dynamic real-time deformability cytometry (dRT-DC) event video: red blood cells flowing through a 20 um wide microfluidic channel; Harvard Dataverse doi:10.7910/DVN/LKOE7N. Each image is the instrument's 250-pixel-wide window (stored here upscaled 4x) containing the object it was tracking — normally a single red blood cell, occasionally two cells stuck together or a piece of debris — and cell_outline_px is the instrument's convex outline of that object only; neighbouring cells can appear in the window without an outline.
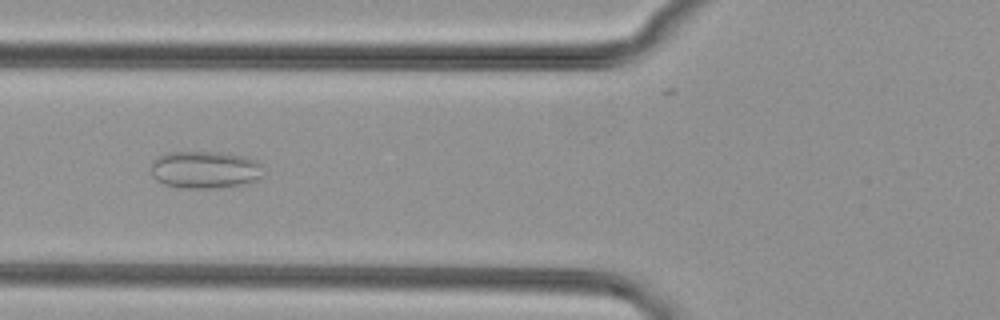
{"species": "common noctule bat (a hibernating species)", "species_latin": "Nyctalus noctula", "temperature_condition": "cold", "stored_images_in_passage": 20, "camera_frame_rate_fps": 3000, "um_per_image_px": 0.085, "animal": {"sex": "female", "body_mass_g": 29.2, "forearm_length_mm": 56.3}, "frame": {"image": 1, "passage_image": 7, "time_ms": 2.0, "image_size_px": [1000, 320], "cell_outline_px": [[264, 176], [248, 184], [216, 188], [180, 188], [164, 184], [156, 180], [152, 176], [152, 160], [156, 156], [168, 152], [224, 152], [244, 156], [256, 160], [260, 164]], "centroid_in_image_um": [17.43, 14.43], "position_along_channel_um": 108.4, "area_um2": 24.91}}
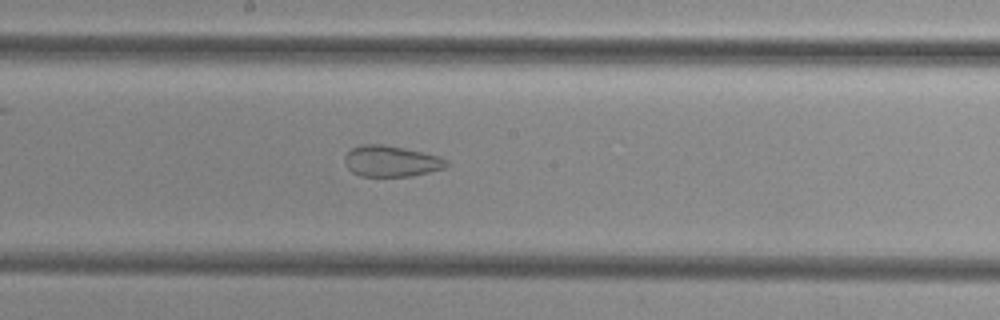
{"frame": {"image": 2, "passage_image": 15, "time_ms": 4.667, "image_size_px": [1000, 320], "cell_outline_px": [[448, 168], [412, 176], [360, 176], [352, 172], [344, 164], [344, 156], [352, 148], [360, 144], [384, 144], [424, 152], [440, 156], [448, 160]], "centroid_in_image_um": [33.27, 13.7], "position_along_channel_um": 214.9, "area_um2": 18.73}}